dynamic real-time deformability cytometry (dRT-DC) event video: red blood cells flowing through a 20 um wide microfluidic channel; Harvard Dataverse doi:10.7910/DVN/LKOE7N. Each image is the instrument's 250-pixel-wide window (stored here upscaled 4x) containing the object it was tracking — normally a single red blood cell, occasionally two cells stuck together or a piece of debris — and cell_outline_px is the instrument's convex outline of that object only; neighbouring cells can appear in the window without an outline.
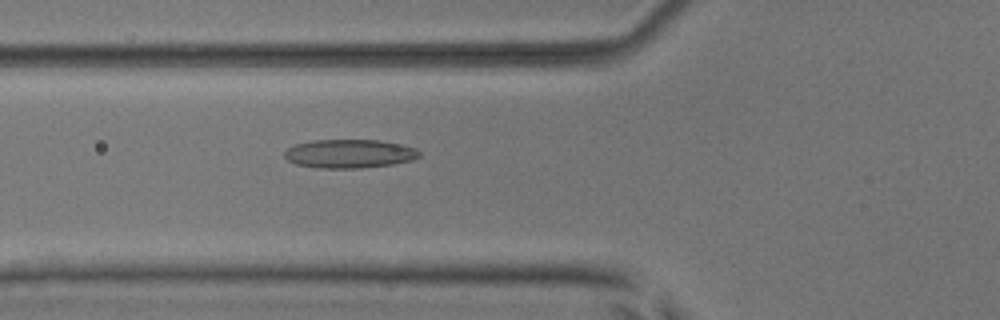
{"species": "common noctule bat (a hibernating species)", "species_latin": "Nyctalus noctula", "temperature_condition": "room temperature", "stored_images_in_passage": 38, "camera_frame_rate_fps": 3000, "um_per_image_px": 0.085, "animal": {"sex": "male", "body_mass_g": 17.9, "forearm_length_mm": 54.2}, "frame": {"image": 1, "passage_image": 5, "time_ms": 1.333, "image_size_px": [1000, 320], "cell_outline_px": [[420, 156], [412, 160], [392, 164], [360, 168], [316, 168], [296, 164], [288, 160], [284, 156], [284, 152], [288, 148], [296, 144], [312, 140], [380, 140], [404, 144], [416, 148], [420, 152]], "centroid_in_image_um": [29.72, 13.06], "position_along_channel_um": 96.1, "area_um2": 22.66}}
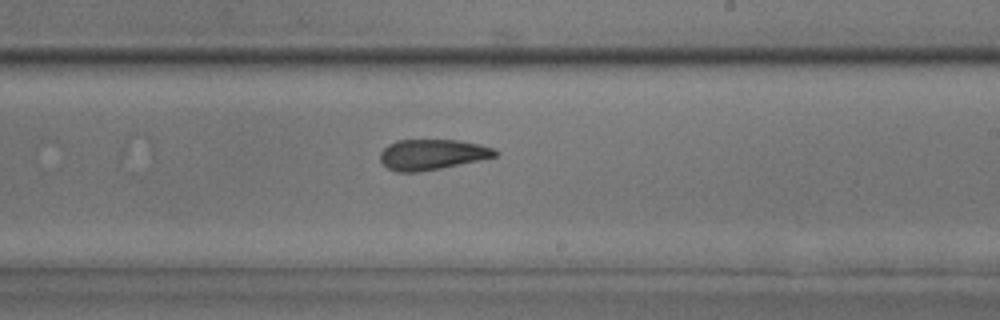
{"frame": {"image": 2, "passage_image": 17, "time_ms": 5.333, "image_size_px": [1000, 320], "cell_outline_px": [[500, 152], [496, 156], [440, 168], [420, 172], [396, 172], [388, 168], [380, 160], [380, 152], [388, 144], [396, 140], [460, 140], [480, 144], [496, 148]], "centroid_in_image_um": [36.73, 13.12], "position_along_channel_um": 252.3, "area_um2": 20.46}}
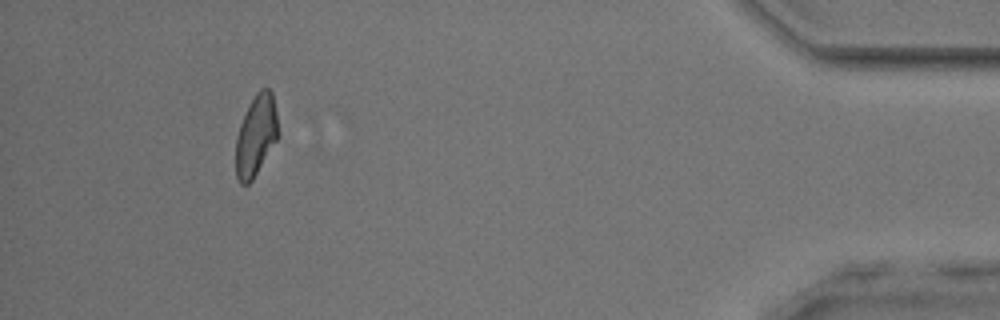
{"frame": {"image": 3, "passage_image": 34, "time_ms": 11.0, "image_size_px": [1000, 320], "cell_outline_px": [[276, 140], [252, 180], [248, 184], [240, 184], [236, 176], [236, 136], [240, 124], [256, 92], [260, 88], [268, 88], [272, 92], [276, 112]], "centroid_in_image_um": [21.73, 11.52], "position_along_channel_um": 413.5, "area_um2": 19.36}, "authors_computed_cell_mechanics": {"area_um2": 20.5479, "velocity_mm_per_s": 3.9087, "shape_relaxation_time_tau1_ms": null, "shape_relaxation_time_tau2_ms": 2.8486, "deformation_change_tau1": null, "deformation_change_tau2": 0.1108}}